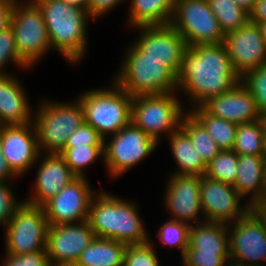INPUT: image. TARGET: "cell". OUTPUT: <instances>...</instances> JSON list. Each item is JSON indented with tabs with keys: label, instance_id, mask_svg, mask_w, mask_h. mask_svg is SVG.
<instances>
[{
	"label": "cell",
	"instance_id": "1",
	"mask_svg": "<svg viewBox=\"0 0 266 266\" xmlns=\"http://www.w3.org/2000/svg\"><path fill=\"white\" fill-rule=\"evenodd\" d=\"M176 81L177 93L184 105L188 102L185 107L189 111L208 98L231 90L240 77L234 72L228 52L221 43L188 47Z\"/></svg>",
	"mask_w": 266,
	"mask_h": 266
},
{
	"label": "cell",
	"instance_id": "2",
	"mask_svg": "<svg viewBox=\"0 0 266 266\" xmlns=\"http://www.w3.org/2000/svg\"><path fill=\"white\" fill-rule=\"evenodd\" d=\"M137 204L100 187L91 199L87 221L96 237L126 244L146 243L151 233Z\"/></svg>",
	"mask_w": 266,
	"mask_h": 266
},
{
	"label": "cell",
	"instance_id": "3",
	"mask_svg": "<svg viewBox=\"0 0 266 266\" xmlns=\"http://www.w3.org/2000/svg\"><path fill=\"white\" fill-rule=\"evenodd\" d=\"M33 1L42 12L52 50L67 64L73 67L82 65L86 53H89V22L96 20L87 9L67 4L62 0Z\"/></svg>",
	"mask_w": 266,
	"mask_h": 266
},
{
	"label": "cell",
	"instance_id": "4",
	"mask_svg": "<svg viewBox=\"0 0 266 266\" xmlns=\"http://www.w3.org/2000/svg\"><path fill=\"white\" fill-rule=\"evenodd\" d=\"M125 49L112 79L131 97L177 92L176 75L161 61L146 57L132 40Z\"/></svg>",
	"mask_w": 266,
	"mask_h": 266
},
{
	"label": "cell",
	"instance_id": "5",
	"mask_svg": "<svg viewBox=\"0 0 266 266\" xmlns=\"http://www.w3.org/2000/svg\"><path fill=\"white\" fill-rule=\"evenodd\" d=\"M109 80L107 86L88 88L76 96L83 110L84 122L104 139L131 123L132 97L112 78Z\"/></svg>",
	"mask_w": 266,
	"mask_h": 266
},
{
	"label": "cell",
	"instance_id": "6",
	"mask_svg": "<svg viewBox=\"0 0 266 266\" xmlns=\"http://www.w3.org/2000/svg\"><path fill=\"white\" fill-rule=\"evenodd\" d=\"M48 98L39 97L32 122L40 152L59 154L65 148L69 135L84 122V115L76 97L65 102Z\"/></svg>",
	"mask_w": 266,
	"mask_h": 266
},
{
	"label": "cell",
	"instance_id": "7",
	"mask_svg": "<svg viewBox=\"0 0 266 266\" xmlns=\"http://www.w3.org/2000/svg\"><path fill=\"white\" fill-rule=\"evenodd\" d=\"M187 109L177 92L132 97L131 123L158 144L181 126Z\"/></svg>",
	"mask_w": 266,
	"mask_h": 266
},
{
	"label": "cell",
	"instance_id": "8",
	"mask_svg": "<svg viewBox=\"0 0 266 266\" xmlns=\"http://www.w3.org/2000/svg\"><path fill=\"white\" fill-rule=\"evenodd\" d=\"M10 27L18 53L30 70H34L45 56L54 53L42 12L33 0H15Z\"/></svg>",
	"mask_w": 266,
	"mask_h": 266
},
{
	"label": "cell",
	"instance_id": "9",
	"mask_svg": "<svg viewBox=\"0 0 266 266\" xmlns=\"http://www.w3.org/2000/svg\"><path fill=\"white\" fill-rule=\"evenodd\" d=\"M147 133L132 123L104 139V166L110 180L125 176L129 170L144 162L158 149Z\"/></svg>",
	"mask_w": 266,
	"mask_h": 266
},
{
	"label": "cell",
	"instance_id": "10",
	"mask_svg": "<svg viewBox=\"0 0 266 266\" xmlns=\"http://www.w3.org/2000/svg\"><path fill=\"white\" fill-rule=\"evenodd\" d=\"M48 227L43 207L23 201L2 228L4 253L22 255L45 250Z\"/></svg>",
	"mask_w": 266,
	"mask_h": 266
},
{
	"label": "cell",
	"instance_id": "11",
	"mask_svg": "<svg viewBox=\"0 0 266 266\" xmlns=\"http://www.w3.org/2000/svg\"><path fill=\"white\" fill-rule=\"evenodd\" d=\"M170 24L188 47L221 44L224 41V33L207 0H175Z\"/></svg>",
	"mask_w": 266,
	"mask_h": 266
},
{
	"label": "cell",
	"instance_id": "12",
	"mask_svg": "<svg viewBox=\"0 0 266 266\" xmlns=\"http://www.w3.org/2000/svg\"><path fill=\"white\" fill-rule=\"evenodd\" d=\"M230 261L244 266H266V222L252 207L227 224Z\"/></svg>",
	"mask_w": 266,
	"mask_h": 266
},
{
	"label": "cell",
	"instance_id": "13",
	"mask_svg": "<svg viewBox=\"0 0 266 266\" xmlns=\"http://www.w3.org/2000/svg\"><path fill=\"white\" fill-rule=\"evenodd\" d=\"M163 193L167 219L194 225L205 222L200 202L201 176L169 174Z\"/></svg>",
	"mask_w": 266,
	"mask_h": 266
},
{
	"label": "cell",
	"instance_id": "14",
	"mask_svg": "<svg viewBox=\"0 0 266 266\" xmlns=\"http://www.w3.org/2000/svg\"><path fill=\"white\" fill-rule=\"evenodd\" d=\"M88 179L76 177L42 206L49 226L87 221L91 199L98 191Z\"/></svg>",
	"mask_w": 266,
	"mask_h": 266
},
{
	"label": "cell",
	"instance_id": "15",
	"mask_svg": "<svg viewBox=\"0 0 266 266\" xmlns=\"http://www.w3.org/2000/svg\"><path fill=\"white\" fill-rule=\"evenodd\" d=\"M133 30L138 34L132 42L146 54V57L161 61L177 75L185 50L188 48L177 30L171 24L139 26L132 28Z\"/></svg>",
	"mask_w": 266,
	"mask_h": 266
},
{
	"label": "cell",
	"instance_id": "16",
	"mask_svg": "<svg viewBox=\"0 0 266 266\" xmlns=\"http://www.w3.org/2000/svg\"><path fill=\"white\" fill-rule=\"evenodd\" d=\"M0 143L12 173L18 179L28 176L41 154L33 122L1 125Z\"/></svg>",
	"mask_w": 266,
	"mask_h": 266
},
{
	"label": "cell",
	"instance_id": "17",
	"mask_svg": "<svg viewBox=\"0 0 266 266\" xmlns=\"http://www.w3.org/2000/svg\"><path fill=\"white\" fill-rule=\"evenodd\" d=\"M233 185L201 176L200 202L205 220L229 224L244 216L252 207Z\"/></svg>",
	"mask_w": 266,
	"mask_h": 266
},
{
	"label": "cell",
	"instance_id": "18",
	"mask_svg": "<svg viewBox=\"0 0 266 266\" xmlns=\"http://www.w3.org/2000/svg\"><path fill=\"white\" fill-rule=\"evenodd\" d=\"M223 44L234 72L240 78L266 64V44L259 24L249 20L236 31L225 34Z\"/></svg>",
	"mask_w": 266,
	"mask_h": 266
},
{
	"label": "cell",
	"instance_id": "19",
	"mask_svg": "<svg viewBox=\"0 0 266 266\" xmlns=\"http://www.w3.org/2000/svg\"><path fill=\"white\" fill-rule=\"evenodd\" d=\"M34 168L36 173L30 183L31 192L27 193L23 201L36 206H43L76 178L58 153H41Z\"/></svg>",
	"mask_w": 266,
	"mask_h": 266
},
{
	"label": "cell",
	"instance_id": "20",
	"mask_svg": "<svg viewBox=\"0 0 266 266\" xmlns=\"http://www.w3.org/2000/svg\"><path fill=\"white\" fill-rule=\"evenodd\" d=\"M95 237L88 221L49 226L46 251L50 263L78 261Z\"/></svg>",
	"mask_w": 266,
	"mask_h": 266
},
{
	"label": "cell",
	"instance_id": "21",
	"mask_svg": "<svg viewBox=\"0 0 266 266\" xmlns=\"http://www.w3.org/2000/svg\"><path fill=\"white\" fill-rule=\"evenodd\" d=\"M200 106L207 113L237 125L253 122L259 118L255 100L241 81L226 93L208 98Z\"/></svg>",
	"mask_w": 266,
	"mask_h": 266
},
{
	"label": "cell",
	"instance_id": "22",
	"mask_svg": "<svg viewBox=\"0 0 266 266\" xmlns=\"http://www.w3.org/2000/svg\"><path fill=\"white\" fill-rule=\"evenodd\" d=\"M19 75L0 74V126L26 124L33 120L35 104H31V96Z\"/></svg>",
	"mask_w": 266,
	"mask_h": 266
},
{
	"label": "cell",
	"instance_id": "23",
	"mask_svg": "<svg viewBox=\"0 0 266 266\" xmlns=\"http://www.w3.org/2000/svg\"><path fill=\"white\" fill-rule=\"evenodd\" d=\"M264 156L238 155V173L233 187L251 207L264 205Z\"/></svg>",
	"mask_w": 266,
	"mask_h": 266
},
{
	"label": "cell",
	"instance_id": "24",
	"mask_svg": "<svg viewBox=\"0 0 266 266\" xmlns=\"http://www.w3.org/2000/svg\"><path fill=\"white\" fill-rule=\"evenodd\" d=\"M165 140L168 141L171 158L177 168L168 171L170 174L204 176L207 165L201 158V154L194 148L189 136L179 128L172 132Z\"/></svg>",
	"mask_w": 266,
	"mask_h": 266
},
{
	"label": "cell",
	"instance_id": "25",
	"mask_svg": "<svg viewBox=\"0 0 266 266\" xmlns=\"http://www.w3.org/2000/svg\"><path fill=\"white\" fill-rule=\"evenodd\" d=\"M125 25L130 29L139 26L168 25L174 12L175 0H128Z\"/></svg>",
	"mask_w": 266,
	"mask_h": 266
},
{
	"label": "cell",
	"instance_id": "26",
	"mask_svg": "<svg viewBox=\"0 0 266 266\" xmlns=\"http://www.w3.org/2000/svg\"><path fill=\"white\" fill-rule=\"evenodd\" d=\"M186 250L208 253H229V234L226 223L202 222L190 225Z\"/></svg>",
	"mask_w": 266,
	"mask_h": 266
},
{
	"label": "cell",
	"instance_id": "27",
	"mask_svg": "<svg viewBox=\"0 0 266 266\" xmlns=\"http://www.w3.org/2000/svg\"><path fill=\"white\" fill-rule=\"evenodd\" d=\"M126 246L124 242L95 237L77 262L81 266H123Z\"/></svg>",
	"mask_w": 266,
	"mask_h": 266
},
{
	"label": "cell",
	"instance_id": "28",
	"mask_svg": "<svg viewBox=\"0 0 266 266\" xmlns=\"http://www.w3.org/2000/svg\"><path fill=\"white\" fill-rule=\"evenodd\" d=\"M189 112L203 125L217 146L222 150H232L238 125L207 113L201 106Z\"/></svg>",
	"mask_w": 266,
	"mask_h": 266
},
{
	"label": "cell",
	"instance_id": "29",
	"mask_svg": "<svg viewBox=\"0 0 266 266\" xmlns=\"http://www.w3.org/2000/svg\"><path fill=\"white\" fill-rule=\"evenodd\" d=\"M180 128L189 136L206 165L222 151L203 125L189 111L182 117Z\"/></svg>",
	"mask_w": 266,
	"mask_h": 266
},
{
	"label": "cell",
	"instance_id": "30",
	"mask_svg": "<svg viewBox=\"0 0 266 266\" xmlns=\"http://www.w3.org/2000/svg\"><path fill=\"white\" fill-rule=\"evenodd\" d=\"M59 154L76 177L89 178L87 168L97 160L104 165V146L65 147Z\"/></svg>",
	"mask_w": 266,
	"mask_h": 266
},
{
	"label": "cell",
	"instance_id": "31",
	"mask_svg": "<svg viewBox=\"0 0 266 266\" xmlns=\"http://www.w3.org/2000/svg\"><path fill=\"white\" fill-rule=\"evenodd\" d=\"M265 135L258 120L238 124L233 151L238 155L263 156Z\"/></svg>",
	"mask_w": 266,
	"mask_h": 266
},
{
	"label": "cell",
	"instance_id": "32",
	"mask_svg": "<svg viewBox=\"0 0 266 266\" xmlns=\"http://www.w3.org/2000/svg\"><path fill=\"white\" fill-rule=\"evenodd\" d=\"M207 2L224 35L236 31L249 21V13L233 0H207Z\"/></svg>",
	"mask_w": 266,
	"mask_h": 266
},
{
	"label": "cell",
	"instance_id": "33",
	"mask_svg": "<svg viewBox=\"0 0 266 266\" xmlns=\"http://www.w3.org/2000/svg\"><path fill=\"white\" fill-rule=\"evenodd\" d=\"M190 225L177 220L166 219L163 224L158 227L156 238L161 246L168 247L170 250L175 248L179 250L180 259L184 256L188 247Z\"/></svg>",
	"mask_w": 266,
	"mask_h": 266
},
{
	"label": "cell",
	"instance_id": "34",
	"mask_svg": "<svg viewBox=\"0 0 266 266\" xmlns=\"http://www.w3.org/2000/svg\"><path fill=\"white\" fill-rule=\"evenodd\" d=\"M238 173V154L233 150H222L207 164L206 177L234 185Z\"/></svg>",
	"mask_w": 266,
	"mask_h": 266
},
{
	"label": "cell",
	"instance_id": "35",
	"mask_svg": "<svg viewBox=\"0 0 266 266\" xmlns=\"http://www.w3.org/2000/svg\"><path fill=\"white\" fill-rule=\"evenodd\" d=\"M142 244H127L123 266H162L158 256V247L152 240ZM157 247V248H156Z\"/></svg>",
	"mask_w": 266,
	"mask_h": 266
},
{
	"label": "cell",
	"instance_id": "36",
	"mask_svg": "<svg viewBox=\"0 0 266 266\" xmlns=\"http://www.w3.org/2000/svg\"><path fill=\"white\" fill-rule=\"evenodd\" d=\"M21 70L20 72L29 71V68L23 63L15 45L14 32L11 27L0 31V74H11L10 66ZM8 70H7V69Z\"/></svg>",
	"mask_w": 266,
	"mask_h": 266
},
{
	"label": "cell",
	"instance_id": "37",
	"mask_svg": "<svg viewBox=\"0 0 266 266\" xmlns=\"http://www.w3.org/2000/svg\"><path fill=\"white\" fill-rule=\"evenodd\" d=\"M240 81L251 92L258 112L266 111V64L246 72Z\"/></svg>",
	"mask_w": 266,
	"mask_h": 266
},
{
	"label": "cell",
	"instance_id": "38",
	"mask_svg": "<svg viewBox=\"0 0 266 266\" xmlns=\"http://www.w3.org/2000/svg\"><path fill=\"white\" fill-rule=\"evenodd\" d=\"M16 184L0 180V229L3 228L10 220L16 208L23 202L18 197ZM16 190V191H15Z\"/></svg>",
	"mask_w": 266,
	"mask_h": 266
},
{
	"label": "cell",
	"instance_id": "39",
	"mask_svg": "<svg viewBox=\"0 0 266 266\" xmlns=\"http://www.w3.org/2000/svg\"><path fill=\"white\" fill-rule=\"evenodd\" d=\"M179 261L181 266H226L230 261L229 253H208L200 250H186Z\"/></svg>",
	"mask_w": 266,
	"mask_h": 266
},
{
	"label": "cell",
	"instance_id": "40",
	"mask_svg": "<svg viewBox=\"0 0 266 266\" xmlns=\"http://www.w3.org/2000/svg\"><path fill=\"white\" fill-rule=\"evenodd\" d=\"M104 146V138L89 124L83 122L73 131L65 147Z\"/></svg>",
	"mask_w": 266,
	"mask_h": 266
},
{
	"label": "cell",
	"instance_id": "41",
	"mask_svg": "<svg viewBox=\"0 0 266 266\" xmlns=\"http://www.w3.org/2000/svg\"><path fill=\"white\" fill-rule=\"evenodd\" d=\"M0 266H50L47 251H36L22 255L4 253Z\"/></svg>",
	"mask_w": 266,
	"mask_h": 266
},
{
	"label": "cell",
	"instance_id": "42",
	"mask_svg": "<svg viewBox=\"0 0 266 266\" xmlns=\"http://www.w3.org/2000/svg\"><path fill=\"white\" fill-rule=\"evenodd\" d=\"M127 0H88V12L95 19L105 18L106 15L118 6L123 5ZM121 4V5H120Z\"/></svg>",
	"mask_w": 266,
	"mask_h": 266
},
{
	"label": "cell",
	"instance_id": "43",
	"mask_svg": "<svg viewBox=\"0 0 266 266\" xmlns=\"http://www.w3.org/2000/svg\"><path fill=\"white\" fill-rule=\"evenodd\" d=\"M15 0H0V31L10 27Z\"/></svg>",
	"mask_w": 266,
	"mask_h": 266
},
{
	"label": "cell",
	"instance_id": "44",
	"mask_svg": "<svg viewBox=\"0 0 266 266\" xmlns=\"http://www.w3.org/2000/svg\"><path fill=\"white\" fill-rule=\"evenodd\" d=\"M249 20L256 24L266 23V0H256L251 11Z\"/></svg>",
	"mask_w": 266,
	"mask_h": 266
},
{
	"label": "cell",
	"instance_id": "45",
	"mask_svg": "<svg viewBox=\"0 0 266 266\" xmlns=\"http://www.w3.org/2000/svg\"><path fill=\"white\" fill-rule=\"evenodd\" d=\"M16 179L18 180L7 165L0 143V180L15 183Z\"/></svg>",
	"mask_w": 266,
	"mask_h": 266
},
{
	"label": "cell",
	"instance_id": "46",
	"mask_svg": "<svg viewBox=\"0 0 266 266\" xmlns=\"http://www.w3.org/2000/svg\"><path fill=\"white\" fill-rule=\"evenodd\" d=\"M237 5H239L246 12H250L256 0H233Z\"/></svg>",
	"mask_w": 266,
	"mask_h": 266
},
{
	"label": "cell",
	"instance_id": "47",
	"mask_svg": "<svg viewBox=\"0 0 266 266\" xmlns=\"http://www.w3.org/2000/svg\"><path fill=\"white\" fill-rule=\"evenodd\" d=\"M67 4L88 10V0H62Z\"/></svg>",
	"mask_w": 266,
	"mask_h": 266
},
{
	"label": "cell",
	"instance_id": "48",
	"mask_svg": "<svg viewBox=\"0 0 266 266\" xmlns=\"http://www.w3.org/2000/svg\"><path fill=\"white\" fill-rule=\"evenodd\" d=\"M258 121L261 125L262 131L266 137V111L259 113Z\"/></svg>",
	"mask_w": 266,
	"mask_h": 266
},
{
	"label": "cell",
	"instance_id": "49",
	"mask_svg": "<svg viewBox=\"0 0 266 266\" xmlns=\"http://www.w3.org/2000/svg\"><path fill=\"white\" fill-rule=\"evenodd\" d=\"M50 266H81L77 261L50 263Z\"/></svg>",
	"mask_w": 266,
	"mask_h": 266
},
{
	"label": "cell",
	"instance_id": "50",
	"mask_svg": "<svg viewBox=\"0 0 266 266\" xmlns=\"http://www.w3.org/2000/svg\"><path fill=\"white\" fill-rule=\"evenodd\" d=\"M254 208L261 214L266 222V205H256Z\"/></svg>",
	"mask_w": 266,
	"mask_h": 266
},
{
	"label": "cell",
	"instance_id": "51",
	"mask_svg": "<svg viewBox=\"0 0 266 266\" xmlns=\"http://www.w3.org/2000/svg\"><path fill=\"white\" fill-rule=\"evenodd\" d=\"M263 180L265 187L264 205H266V158H264V163H263Z\"/></svg>",
	"mask_w": 266,
	"mask_h": 266
},
{
	"label": "cell",
	"instance_id": "52",
	"mask_svg": "<svg viewBox=\"0 0 266 266\" xmlns=\"http://www.w3.org/2000/svg\"><path fill=\"white\" fill-rule=\"evenodd\" d=\"M260 28H261V31H262V35H263V39H264V42L266 44V23L264 24H259Z\"/></svg>",
	"mask_w": 266,
	"mask_h": 266
},
{
	"label": "cell",
	"instance_id": "53",
	"mask_svg": "<svg viewBox=\"0 0 266 266\" xmlns=\"http://www.w3.org/2000/svg\"><path fill=\"white\" fill-rule=\"evenodd\" d=\"M226 266H244V265L237 264L235 262L229 261Z\"/></svg>",
	"mask_w": 266,
	"mask_h": 266
},
{
	"label": "cell",
	"instance_id": "54",
	"mask_svg": "<svg viewBox=\"0 0 266 266\" xmlns=\"http://www.w3.org/2000/svg\"><path fill=\"white\" fill-rule=\"evenodd\" d=\"M264 158H266V137H265V145H264Z\"/></svg>",
	"mask_w": 266,
	"mask_h": 266
}]
</instances>
